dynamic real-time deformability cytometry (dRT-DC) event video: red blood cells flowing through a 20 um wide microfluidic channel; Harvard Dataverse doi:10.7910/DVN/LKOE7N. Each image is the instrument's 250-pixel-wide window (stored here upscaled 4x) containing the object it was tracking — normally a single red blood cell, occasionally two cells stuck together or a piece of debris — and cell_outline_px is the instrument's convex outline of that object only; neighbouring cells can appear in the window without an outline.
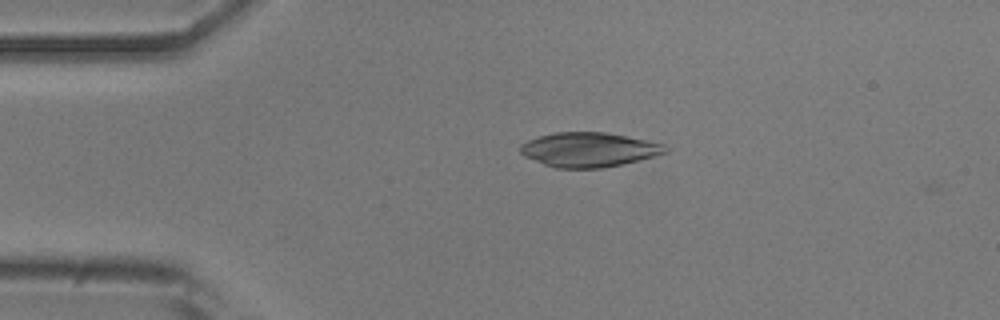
{"species": "common noctule bat (a hibernating species)", "species_latin": "Nyctalus noctula", "temperature_condition": "room temperature", "stored_images_in_passage": 2, "camera_frame_rate_fps": 3000, "um_per_image_px": 0.085, "animal": {"sex": "male", "body_mass_g": 20.5, "forearm_length_mm": 52.5}, "frame": {"image": 1, "passage_image": 1, "time_ms": 0.0, "image_size_px": [1000, 320], "cell_outline_px": [[668, 152], [640, 160], [600, 168], [556, 168], [544, 164], [524, 156], [520, 152], [520, 144], [528, 140], [540, 136], [556, 132], [604, 132], [648, 140], [664, 144], [668, 148]], "centroid_in_image_um": [50.06, 12.72], "position_along_channel_um": 34.9, "area_um2": 29.02}}